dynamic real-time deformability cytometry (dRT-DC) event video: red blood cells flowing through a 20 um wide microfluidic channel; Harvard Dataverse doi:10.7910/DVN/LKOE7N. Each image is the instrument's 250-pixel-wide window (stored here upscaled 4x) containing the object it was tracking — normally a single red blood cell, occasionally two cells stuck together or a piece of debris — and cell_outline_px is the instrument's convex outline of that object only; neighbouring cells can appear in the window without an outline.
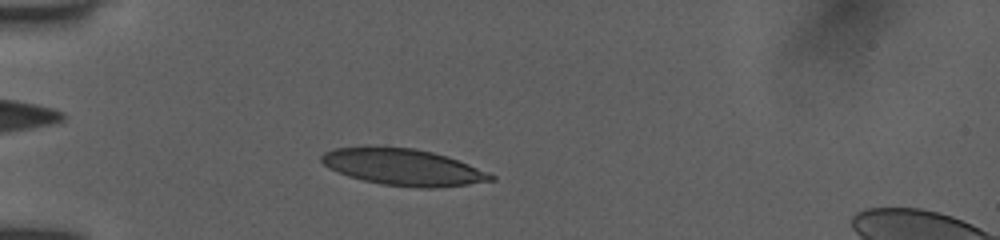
{"species": "human", "species_latin": "Homo sapiens", "temperature_condition": "room temperature", "stored_images_in_passage": 15, "camera_frame_rate_fps": 3000, "um_per_image_px": 0.085, "donor": {"sex": "female"}, "frame": {"image": 1, "passage_image": 3, "time_ms": 2.0, "image_size_px": [1000, 240], "cell_outline_px": [[496, 180], [468, 184], [436, 188], [420, 188], [380, 184], [348, 176], [328, 168], [320, 160], [320, 156], [324, 152], [336, 148], [364, 144], [412, 148], [432, 152], [448, 156], [488, 172], [496, 176]], "centroid_in_image_um": [34.22, 14.18], "position_along_channel_um": 50.8, "area_um2": 36.7}}
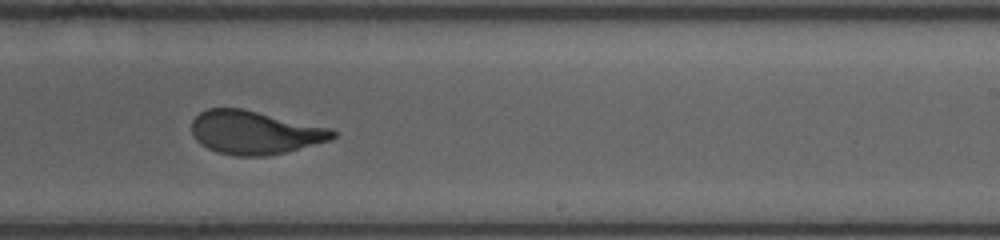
{"frame": {"image": 2, "passage_image": 9, "time_ms": 8.0, "image_size_px": [1000, 240], "cell_outline_px": [[336, 136], [332, 140], [284, 152], [264, 156], [236, 156], [216, 152], [200, 144], [196, 140], [192, 132], [192, 120], [200, 112], [208, 108], [240, 108], [332, 128], [336, 132]], "centroid_in_image_um": [21.65, 11.26], "position_along_channel_um": 267.4, "area_um2": 35.6}}
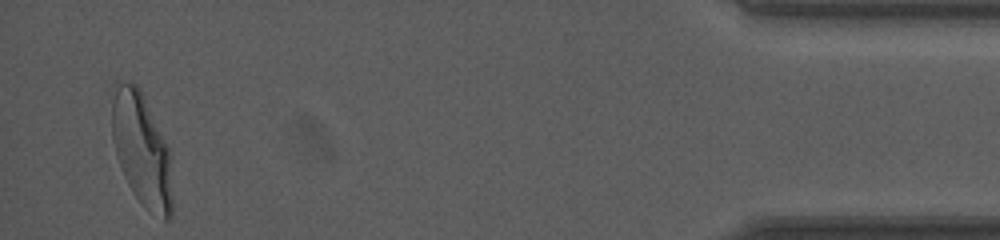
{"frame": {"image": 3, "passage_image": 15, "time_ms": 13.667, "image_size_px": [1000, 240], "cell_outline_px": [[172, 216], [168, 220], [164, 220], [148, 212], [144, 208], [128, 184], [124, 176], [116, 156], [112, 140], [112, 100], [116, 84], [136, 84], [140, 88], [168, 148], [172, 196]], "centroid_in_image_um": [12.03, 12.8], "position_along_channel_um": 423.2, "area_um2": 39.3}, "authors_computed_cell_mechanics": {"area_um2": 36.4718, "velocity_mm_per_s": 3.9778, "shape_relaxation_time_tau1_ms": 4.9162, "shape_relaxation_time_tau2_ms": 0.6202, "deformation_change_tau1": 0.1942, "deformation_change_tau2": 0.0434}}